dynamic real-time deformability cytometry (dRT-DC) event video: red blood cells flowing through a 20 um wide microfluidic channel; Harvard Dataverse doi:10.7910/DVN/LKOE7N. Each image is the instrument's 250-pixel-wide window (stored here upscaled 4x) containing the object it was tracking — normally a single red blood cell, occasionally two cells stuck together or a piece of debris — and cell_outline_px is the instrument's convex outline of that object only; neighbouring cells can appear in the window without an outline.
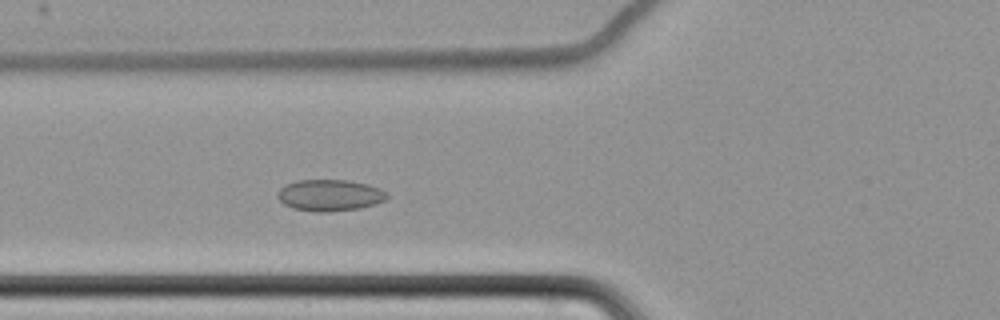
{"species": "common noctule bat (a hibernating species)", "species_latin": "Nyctalus noctula", "temperature_condition": "cold", "stored_images_in_passage": 41, "camera_frame_rate_fps": 3000, "um_per_image_px": 0.085, "animal": {"sex": "female", "body_mass_g": 22.7, "forearm_length_mm": 54.2}, "frame": {"image": 1, "passage_image": 4, "time_ms": 1.0, "image_size_px": [1000, 320], "cell_outline_px": [[388, 196], [384, 200], [376, 204], [360, 208], [328, 212], [316, 212], [292, 208], [284, 204], [276, 196], [276, 192], [284, 184], [296, 180], [348, 180], [368, 184], [380, 188], [388, 192]], "centroid_in_image_um": [28.01, 16.59], "position_along_channel_um": 97.8, "area_um2": 20.35}}
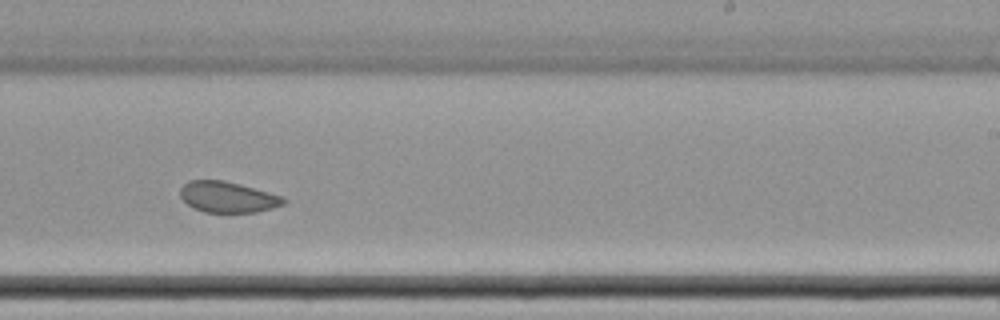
{"frame": {"image": 2, "passage_image": 19, "time_ms": 6.0, "image_size_px": [1000, 320], "cell_outline_px": [[288, 200], [284, 204], [272, 208], [256, 212], [204, 212], [192, 208], [180, 196], [180, 188], [188, 180], [224, 180], [240, 184], [284, 196]], "centroid_in_image_um": [19.37, 16.74], "position_along_channel_um": 269.6, "area_um2": 18.73}}
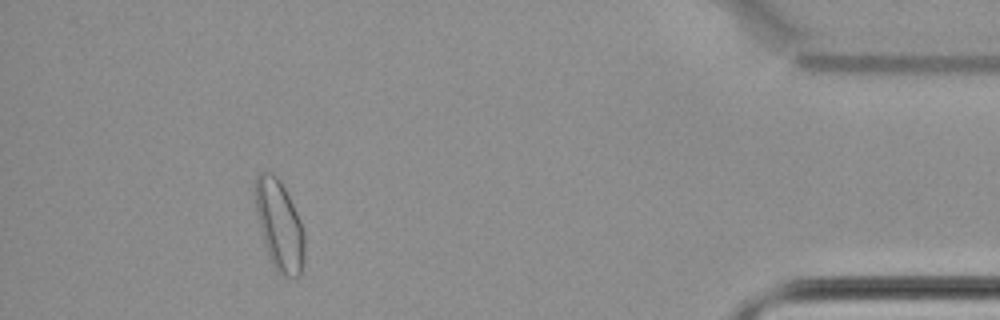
{"frame": {"image": 3, "passage_image": 36, "time_ms": 11.667, "image_size_px": [1000, 320], "cell_outline_px": [[304, 264], [300, 272], [296, 276], [284, 276], [276, 272], [272, 264], [264, 244], [256, 212], [256, 176], [260, 172], [272, 172], [280, 180], [304, 228]], "centroid_in_image_um": [23.76, 19.17], "position_along_channel_um": 411.4, "area_um2": 25.55}, "authors_computed_cell_mechanics": {"area_um2": 19.5942, "velocity_mm_per_s": 3.4427, "shape_relaxation_time_tau1_ms": null, "shape_relaxation_time_tau2_ms": 1.7736, "deformation_change_tau1": null, "deformation_change_tau2": 0.0546}}